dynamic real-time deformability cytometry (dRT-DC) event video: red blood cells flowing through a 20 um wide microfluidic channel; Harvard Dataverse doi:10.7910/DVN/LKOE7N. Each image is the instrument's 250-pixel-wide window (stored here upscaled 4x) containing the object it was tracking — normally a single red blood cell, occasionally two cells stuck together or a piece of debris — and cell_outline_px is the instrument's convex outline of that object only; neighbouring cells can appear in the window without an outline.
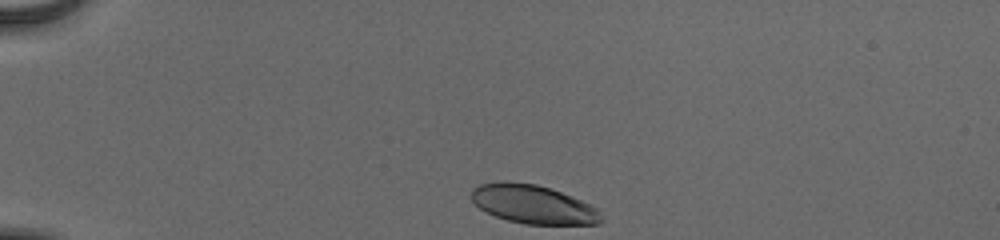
{"species": "human", "species_latin": "Homo sapiens", "temperature_condition": "cold", "stored_images_in_passage": 35, "camera_frame_rate_fps": 3000, "um_per_image_px": 0.085, "donor": {"sex": "male"}, "frame": {"image": 1, "passage_image": 1, "time_ms": 0.0, "image_size_px": [1000, 240], "cell_outline_px": [[604, 220], [600, 224], [524, 224], [508, 220], [496, 216], [480, 208], [472, 200], [472, 188], [480, 184], [500, 180], [536, 184], [560, 192], [580, 200], [596, 208], [600, 212]], "centroid_in_image_um": [45.31, 17.36], "position_along_channel_um": 39.7, "area_um2": 29.07}}
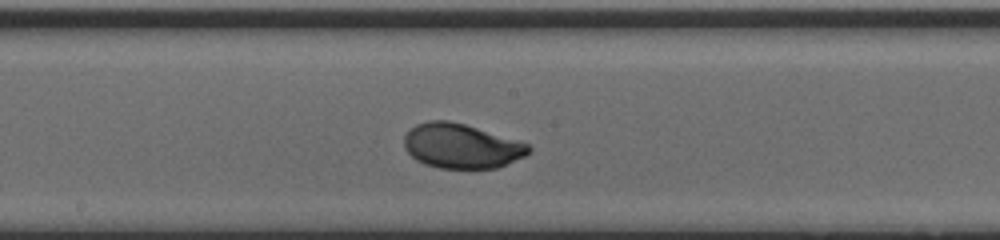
{"frame": {"image": 2, "passage_image": 19, "time_ms": 6.0, "image_size_px": [1000, 240], "cell_outline_px": [[532, 148], [524, 156], [496, 168], [440, 168], [424, 164], [416, 160], [404, 148], [404, 136], [416, 124], [428, 120], [448, 120], [464, 124], [520, 140], [532, 144]], "centroid_in_image_um": [39.23, 12.4], "position_along_channel_um": 209.0, "area_um2": 32.43}}
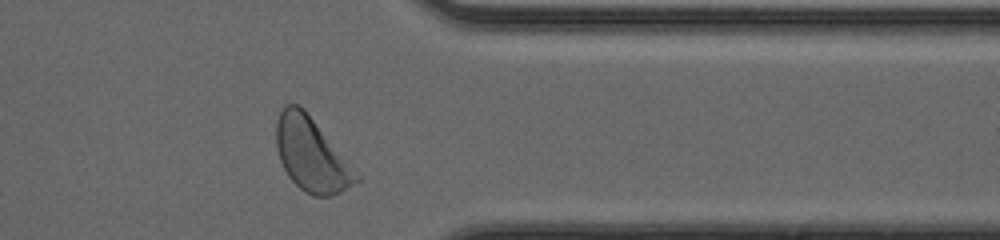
{"frame": {"image": 3, "passage_image": 33, "time_ms": 10.667, "image_size_px": [1000, 240], "cell_outline_px": [[360, 180], [340, 192], [328, 196], [312, 196], [304, 192], [288, 176], [280, 160], [276, 148], [276, 124], [280, 112], [288, 104], [296, 104], [304, 108], [360, 176]], "centroid_in_image_um": [26.45, 13.16], "position_along_channel_um": 385.0, "area_um2": 33.76}, "authors_computed_cell_mechanics": {"area_um2": 31.8478, "velocity_mm_per_s": 3.8448, "shape_relaxation_time_tau1_ms": 1.7202, "shape_relaxation_time_tau2_ms": null, "deformation_change_tau1": 0.1601, "deformation_change_tau2": null}}